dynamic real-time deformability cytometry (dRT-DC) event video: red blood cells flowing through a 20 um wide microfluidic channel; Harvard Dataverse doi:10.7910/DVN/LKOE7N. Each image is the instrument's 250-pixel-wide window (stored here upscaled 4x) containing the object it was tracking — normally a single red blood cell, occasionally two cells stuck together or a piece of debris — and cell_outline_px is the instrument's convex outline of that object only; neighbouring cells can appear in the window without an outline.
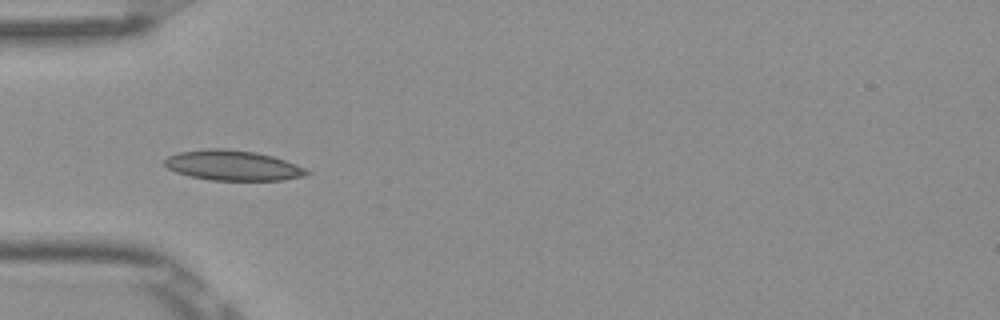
{"species": "Egyptian fruit bat (a non-hibernating species)", "species_latin": "Rousettus aegyptiacus", "temperature_condition": "room temperature", "stored_images_in_passage": 6, "camera_frame_rate_fps": 3000, "um_per_image_px": 0.085, "frame": {"image": 1, "passage_image": 4, "time_ms": 1.0, "image_size_px": [1000, 320], "cell_outline_px": [[312, 172], [308, 176], [280, 180], [212, 180], [192, 176], [176, 172], [168, 168], [164, 164], [164, 160], [168, 156], [180, 152], [208, 148], [228, 148], [256, 152], [272, 156], [296, 164]], "centroid_in_image_um": [19.82, 14.05], "position_along_channel_um": 65.2, "area_um2": 24.97}}
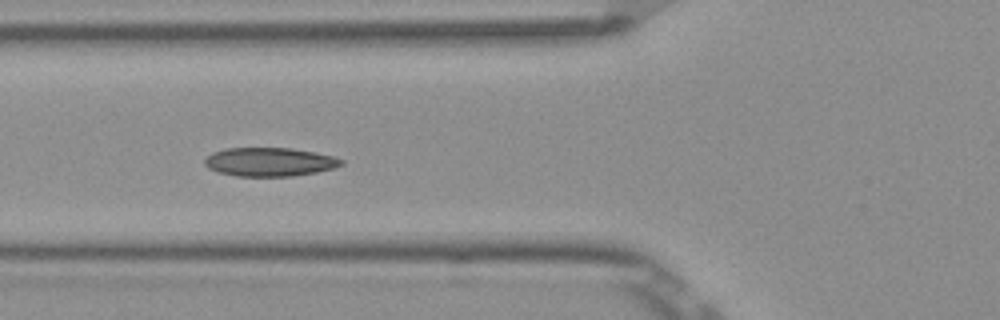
{"frame": {"image": 2, "passage_image": 5, "time_ms": 1.333, "image_size_px": [1000, 320], "cell_outline_px": [[344, 164], [336, 168], [316, 172], [292, 176], [236, 176], [216, 172], [208, 168], [204, 164], [204, 160], [212, 152], [224, 148], [292, 148], [316, 152], [332, 156], [344, 160]], "centroid_in_image_um": [22.91, 13.76], "position_along_channel_um": 102.9, "area_um2": 23.06}}
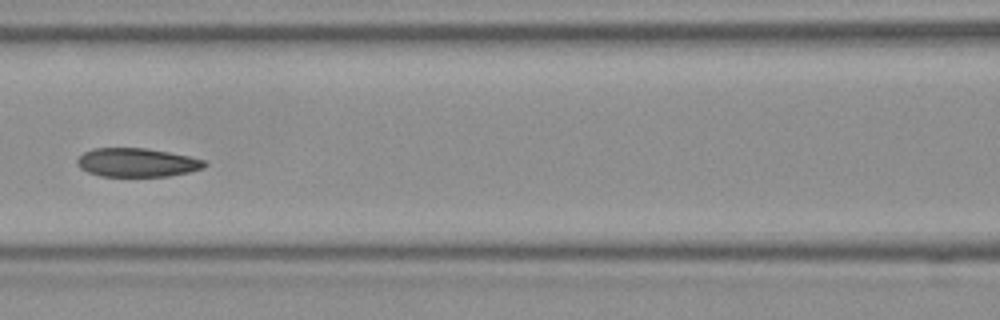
{"frame": {"image": 3, "passage_image": 6, "time_ms": 1.667, "image_size_px": [1000, 320], "cell_outline_px": [[208, 164], [204, 168], [188, 172], [168, 176], [100, 176], [88, 172], [80, 168], [76, 164], [76, 160], [84, 152], [92, 148], [148, 148], [188, 156], [204, 160]], "centroid_in_image_um": [11.62, 13.81], "position_along_channel_um": 155.0, "area_um2": 21.33}}